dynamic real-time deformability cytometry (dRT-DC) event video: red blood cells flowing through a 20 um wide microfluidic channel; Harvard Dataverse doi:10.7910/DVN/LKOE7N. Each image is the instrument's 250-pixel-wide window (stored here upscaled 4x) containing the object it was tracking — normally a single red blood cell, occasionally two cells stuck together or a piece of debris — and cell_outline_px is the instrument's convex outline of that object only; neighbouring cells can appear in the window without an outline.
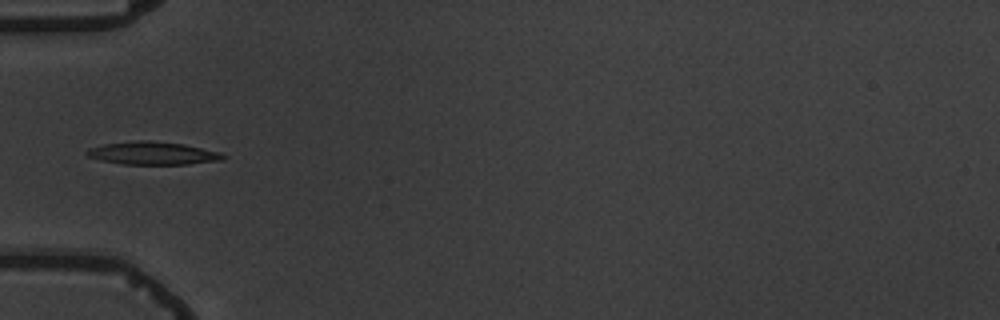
{"species": "common noctule bat (a hibernating species)", "species_latin": "Nyctalus noctula", "temperature_condition": "warm", "stored_images_in_passage": 5, "camera_frame_rate_fps": 3000, "um_per_image_px": 0.085, "animal": {"sex": "male", "body_mass_g": 19.5, "forearm_length_mm": 54.6}, "frame": {"image": 1, "passage_image": 5, "time_ms": 5.333, "image_size_px": [1000, 320], "cell_outline_px": [[228, 156], [224, 160], [188, 164], [124, 164], [100, 160], [88, 156], [84, 152], [88, 148], [104, 144], [136, 140], [148, 140], [184, 144], [220, 152]], "centroid_in_image_um": [13.0, 13.02], "position_along_channel_um": 72.0, "area_um2": 18.26}}